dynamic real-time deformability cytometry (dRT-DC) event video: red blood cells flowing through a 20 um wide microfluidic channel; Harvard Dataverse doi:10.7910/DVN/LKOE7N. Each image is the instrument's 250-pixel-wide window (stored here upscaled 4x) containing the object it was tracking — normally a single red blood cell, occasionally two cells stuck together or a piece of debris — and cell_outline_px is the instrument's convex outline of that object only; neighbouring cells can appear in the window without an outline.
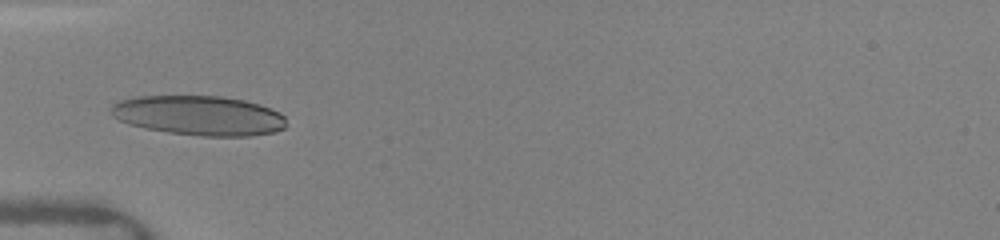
{"species": "human", "species_latin": "Homo sapiens", "temperature_condition": "warm", "stored_images_in_passage": 25, "camera_frame_rate_fps": 3000, "um_per_image_px": 0.085, "donor": {"sex": "female"}, "frame": {"image": 1, "passage_image": 1, "time_ms": 0.0, "image_size_px": [1000, 240], "cell_outline_px": [[284, 128], [276, 132], [252, 136], [200, 136], [168, 132], [144, 128], [128, 124], [112, 116], [112, 104], [120, 100], [132, 96], [220, 96], [244, 100], [260, 104], [272, 108], [280, 112], [284, 116]], "centroid_in_image_um": [16.92, 9.82], "position_along_channel_um": 68.1, "area_um2": 40.75}}
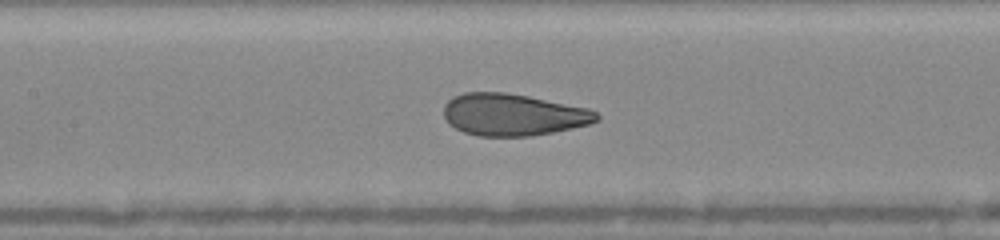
{"frame": {"image": 2, "passage_image": 12, "time_ms": 2.333, "image_size_px": [1000, 240], "cell_outline_px": [[600, 120], [588, 124], [572, 128], [532, 136], [480, 136], [464, 132], [448, 124], [444, 116], [444, 104], [452, 96], [464, 92], [504, 92], [528, 96], [588, 108], [596, 112], [600, 116]], "centroid_in_image_um": [43.59, 9.74], "position_along_channel_um": 163.8, "area_um2": 37.45}}
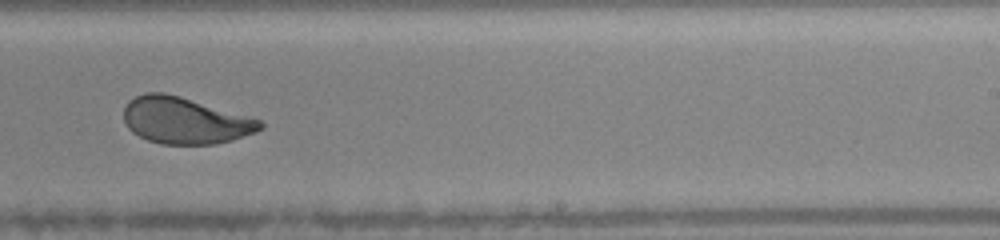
{"frame": {"image": 3, "passage_image": 25, "time_ms": 5.0, "image_size_px": [1000, 240], "cell_outline_px": [[264, 128], [256, 132], [232, 140], [216, 144], [160, 144], [148, 140], [132, 132], [128, 128], [124, 120], [124, 108], [128, 100], [144, 92], [164, 92], [180, 96], [260, 120], [264, 124]], "centroid_in_image_um": [15.7, 10.24], "position_along_channel_um": 273.3, "area_um2": 36.93}}